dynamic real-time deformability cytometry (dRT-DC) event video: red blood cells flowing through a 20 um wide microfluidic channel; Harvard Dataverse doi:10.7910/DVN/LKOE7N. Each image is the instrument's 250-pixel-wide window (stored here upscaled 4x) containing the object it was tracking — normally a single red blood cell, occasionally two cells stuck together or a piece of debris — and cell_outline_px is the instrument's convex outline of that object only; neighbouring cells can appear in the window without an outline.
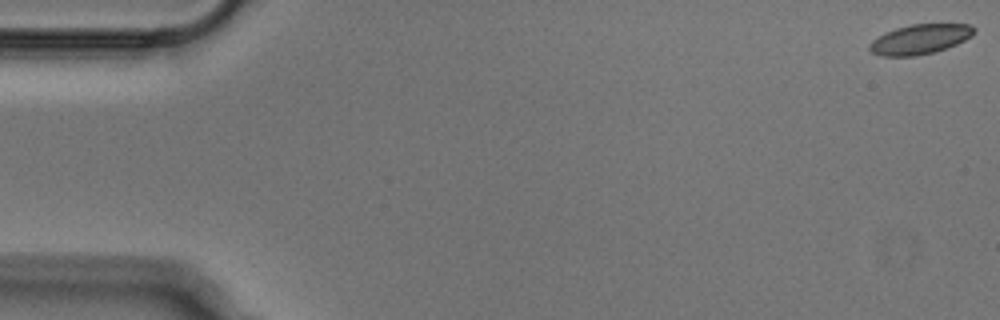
{"species": "Egyptian fruit bat (a non-hibernating species)", "species_latin": "Rousettus aegyptiacus", "temperature_condition": "cold", "stored_images_in_passage": 53, "camera_frame_rate_fps": 3000, "um_per_image_px": 0.085, "animal": {"sex": "male"}, "frame": {"image": 1, "passage_image": 1, "time_ms": 0.0, "image_size_px": [1000, 320], "cell_outline_px": [[976, 32], [972, 36], [956, 44], [932, 52], [916, 56], [880, 56], [872, 52], [868, 48], [868, 44], [872, 40], [884, 32], [896, 28], [912, 24], [972, 24], [976, 28]], "centroid_in_image_um": [78.19, 3.32], "position_along_channel_um": 6.8, "area_um2": 18.21}}
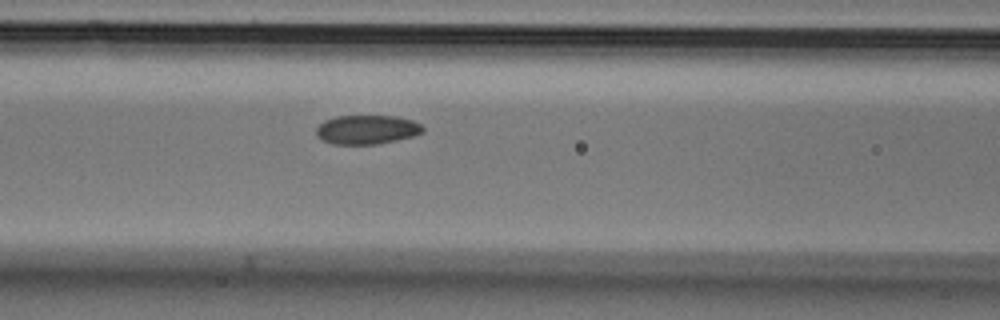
{"frame": {"image": 2, "passage_image": 22, "time_ms": 7.0, "image_size_px": [1000, 320], "cell_outline_px": [[424, 132], [412, 136], [396, 140], [376, 144], [332, 144], [320, 140], [316, 136], [316, 128], [324, 120], [336, 116], [396, 116], [412, 120], [420, 124], [424, 128]], "centroid_in_image_um": [31.15, 11.02], "position_along_channel_um": 135.4, "area_um2": 18.15}}
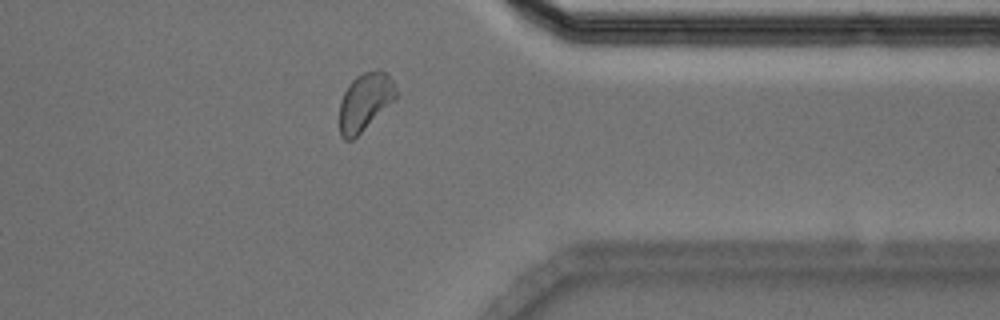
{"frame": {"image": 3, "passage_image": 42, "time_ms": 13.667, "image_size_px": [1000, 320], "cell_outline_px": [[396, 96], [352, 140], [344, 140], [340, 136], [340, 104], [344, 92], [348, 84], [356, 76], [364, 72], [376, 68], [380, 68], [392, 80], [396, 88]], "centroid_in_image_um": [30.98, 8.61], "position_along_channel_um": 380.4, "area_um2": 18.44}}